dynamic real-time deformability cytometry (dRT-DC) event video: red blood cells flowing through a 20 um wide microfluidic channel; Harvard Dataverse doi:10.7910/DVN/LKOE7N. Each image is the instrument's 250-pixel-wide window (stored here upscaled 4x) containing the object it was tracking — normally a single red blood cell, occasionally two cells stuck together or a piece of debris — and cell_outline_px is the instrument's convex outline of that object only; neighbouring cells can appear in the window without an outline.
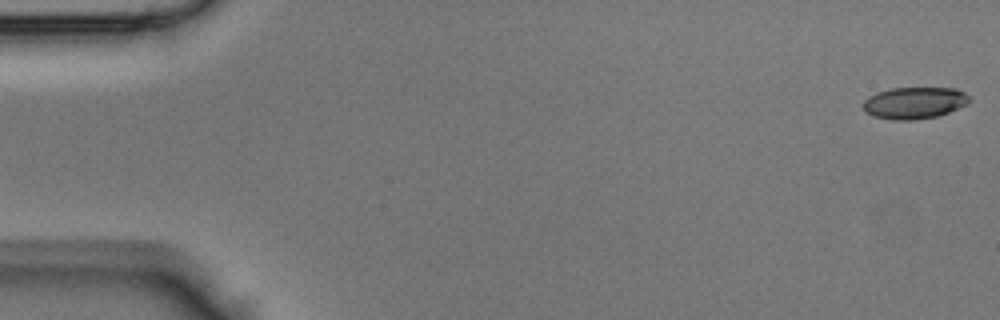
{"species": "Egyptian fruit bat (a non-hibernating species)", "species_latin": "Rousettus aegyptiacus", "temperature_condition": "room temperature", "stored_images_in_passage": 40, "camera_frame_rate_fps": 3000, "um_per_image_px": 0.085, "animal": {"sex": "male"}, "frame": {"image": 1, "passage_image": 1, "time_ms": 0.0, "image_size_px": [1000, 320], "cell_outline_px": [[972, 100], [968, 104], [948, 112], [936, 116], [912, 120], [892, 120], [872, 116], [864, 112], [864, 100], [868, 96], [876, 92], [892, 88], [956, 88], [964, 92]], "centroid_in_image_um": [77.71, 8.74], "position_along_channel_um": 7.3, "area_um2": 19.77}}
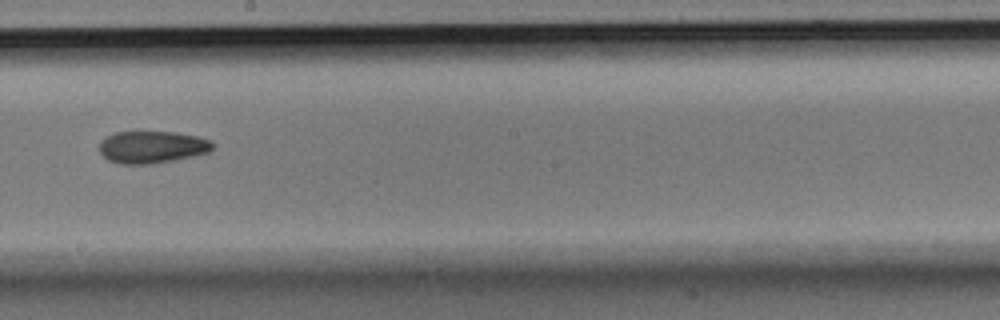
{"frame": {"image": 2, "passage_image": 25, "time_ms": 8.0, "image_size_px": [1000, 320], "cell_outline_px": [[212, 148], [208, 152], [192, 156], [152, 164], [120, 164], [108, 160], [100, 152], [100, 140], [116, 132], [176, 132], [200, 136], [212, 140]], "centroid_in_image_um": [12.93, 12.49], "position_along_channel_um": 235.3, "area_um2": 21.21}}
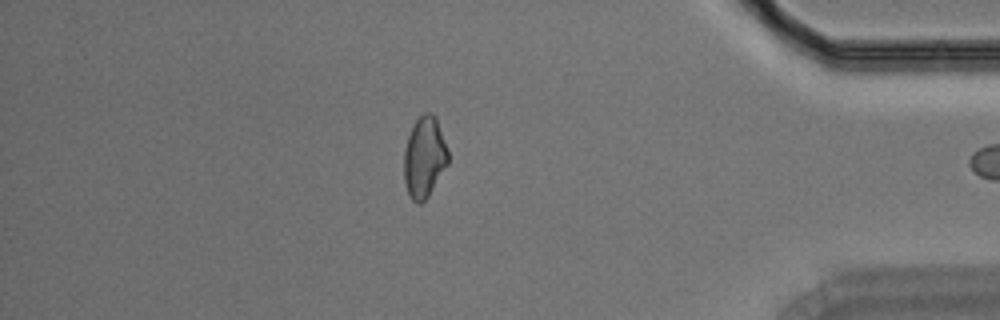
{"frame": {"image": 3, "passage_image": 38, "time_ms": 12.333, "image_size_px": [1000, 320], "cell_outline_px": [[448, 164], [428, 196], [420, 204], [416, 204], [412, 200], [408, 192], [404, 180], [404, 152], [408, 136], [416, 120], [424, 112], [432, 112], [436, 116], [448, 148]], "centroid_in_image_um": [36.08, 13.35], "position_along_channel_um": 399.1, "area_um2": 20.87}}